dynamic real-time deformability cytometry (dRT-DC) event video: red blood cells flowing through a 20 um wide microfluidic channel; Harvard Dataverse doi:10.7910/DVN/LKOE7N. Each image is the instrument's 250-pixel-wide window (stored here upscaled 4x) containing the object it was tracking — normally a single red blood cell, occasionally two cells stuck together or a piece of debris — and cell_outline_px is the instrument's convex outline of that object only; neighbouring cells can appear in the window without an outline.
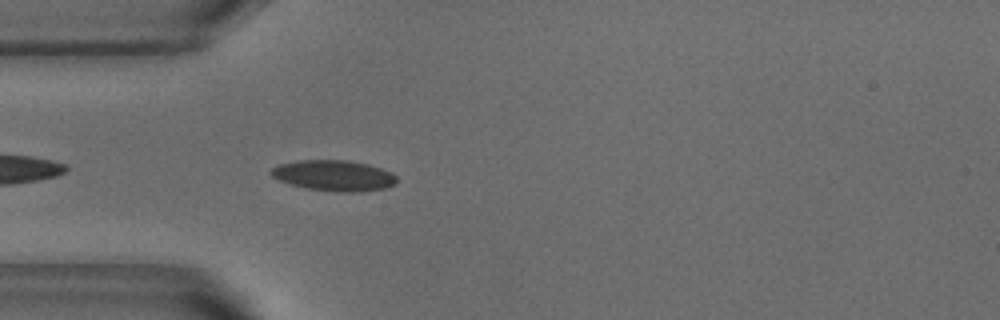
{"species": "common noctule bat (a hibernating species)", "species_latin": "Nyctalus noctula", "temperature_condition": "warm", "stored_images_in_passage": 40, "camera_frame_rate_fps": 3000, "um_per_image_px": 0.085, "animal": {"sex": "male", "body_mass_g": 18.8}, "frame": {"image": 1, "passage_image": 3, "time_ms": 0.667, "image_size_px": [1000, 320], "cell_outline_px": [[396, 184], [384, 188], [360, 192], [336, 192], [308, 188], [292, 184], [280, 180], [272, 176], [268, 172], [272, 168], [280, 164], [296, 160], [348, 160], [368, 164], [392, 172], [396, 176]], "centroid_in_image_um": [28.4, 14.91], "position_along_channel_um": 56.6, "area_um2": 22.48}}
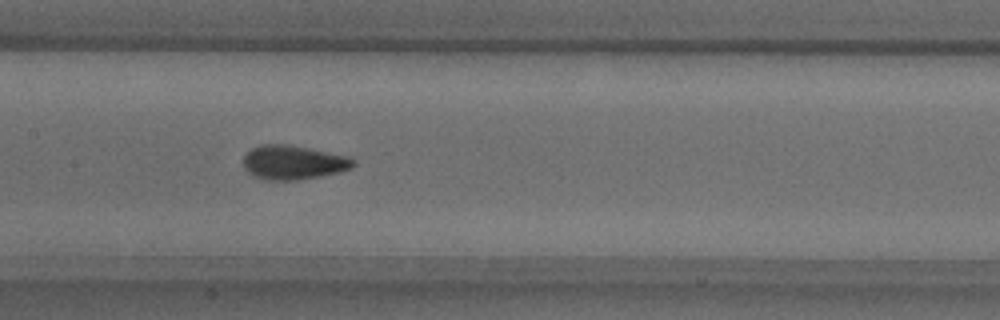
{"frame": {"image": 2, "passage_image": 13, "time_ms": 4.0, "image_size_px": [1000, 320], "cell_outline_px": [[356, 164], [352, 168], [340, 172], [320, 176], [296, 180], [268, 180], [252, 176], [244, 168], [244, 156], [252, 148], [260, 144], [284, 144], [308, 148], [348, 156], [356, 160]], "centroid_in_image_um": [24.94, 13.81], "position_along_channel_um": 182.5, "area_um2": 21.91}}
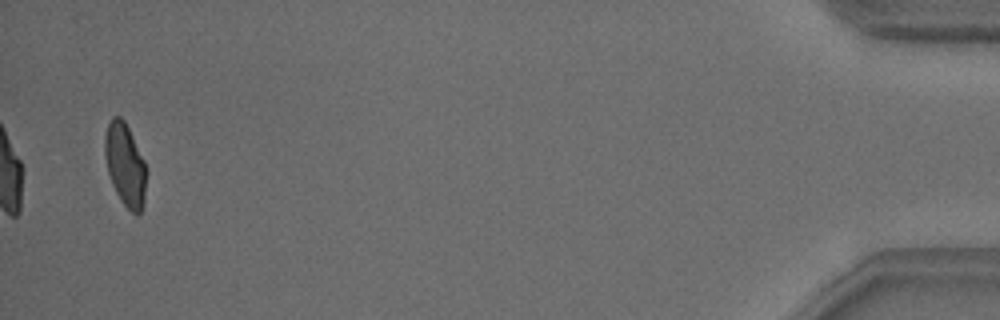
{"frame": {"image": 3, "passage_image": 39, "time_ms": 12.667, "image_size_px": [1000, 320], "cell_outline_px": [[144, 200], [140, 212], [132, 212], [120, 200], [112, 184], [108, 172], [104, 156], [104, 136], [108, 124], [112, 116], [120, 116], [124, 120], [144, 160]], "centroid_in_image_um": [10.59, 13.95], "position_along_channel_um": 424.6, "area_um2": 19.48}, "authors_computed_cell_mechanics": {"area_um2": 20.9525, "velocity_mm_per_s": 3.8233, "shape_relaxation_time_tau1_ms": 4.1237, "shape_relaxation_time_tau2_ms": null, "deformation_change_tau1": 0.1315, "deformation_change_tau2": null}}